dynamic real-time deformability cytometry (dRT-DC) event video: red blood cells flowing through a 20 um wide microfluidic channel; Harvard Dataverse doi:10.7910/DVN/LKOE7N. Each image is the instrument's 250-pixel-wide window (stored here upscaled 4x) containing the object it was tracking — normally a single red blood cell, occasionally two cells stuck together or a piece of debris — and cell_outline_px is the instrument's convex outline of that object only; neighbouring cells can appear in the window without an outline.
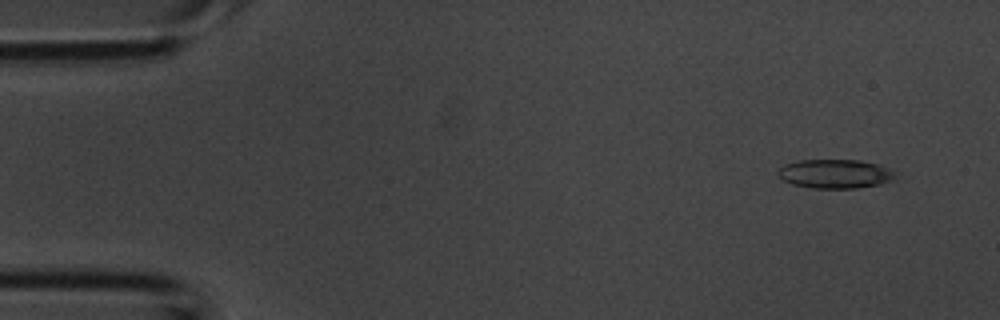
{"species": "common noctule bat (a hibernating species)", "species_latin": "Nyctalus noctula", "temperature_condition": "room temperature", "stored_images_in_passage": 39, "camera_frame_rate_fps": 3000, "um_per_image_px": 0.085, "animal": {"sex": "male", "body_mass_g": 20.1, "forearm_length_mm": 53.5}, "frame": {"image": 1, "passage_image": 1, "time_ms": 0.0, "image_size_px": [1000, 320], "cell_outline_px": [[896, 180], [880, 184], [860, 188], [812, 188], [792, 184], [784, 180], [776, 172], [784, 164], [800, 160], [860, 160], [876, 164], [896, 172]], "centroid_in_image_um": [71.01, 14.78], "position_along_channel_um": 14.0, "area_um2": 19.88}}
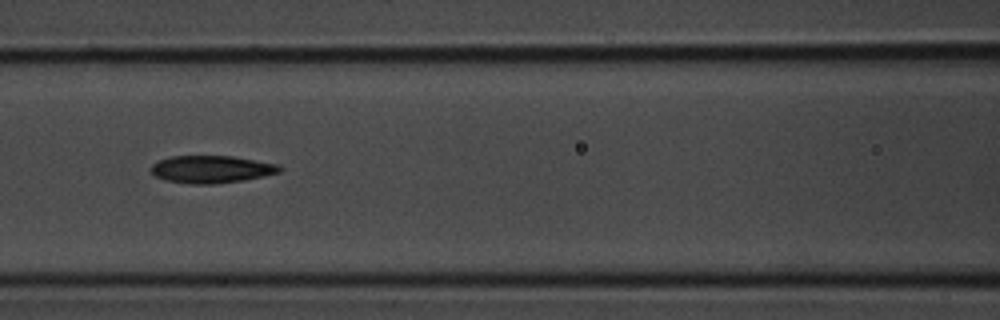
{"frame": {"image": 2, "passage_image": 16, "time_ms": 5.0, "image_size_px": [1000, 320], "cell_outline_px": [[284, 168], [280, 172], [244, 180], [212, 184], [188, 184], [164, 180], [156, 176], [148, 168], [152, 164], [160, 160], [172, 156], [232, 156], [280, 164]], "centroid_in_image_um": [17.97, 14.39], "position_along_channel_um": 148.6, "area_um2": 20.69}}
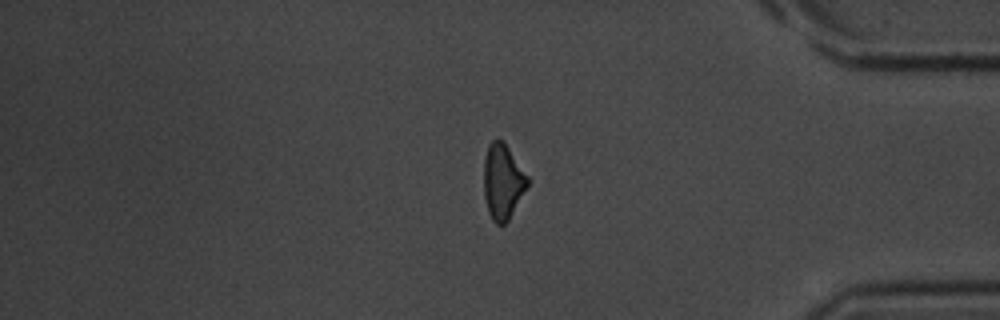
{"frame": {"image": 3, "passage_image": 33, "time_ms": 10.667, "image_size_px": [1000, 320], "cell_outline_px": [[528, 184], [508, 220], [504, 224], [496, 224], [492, 220], [488, 212], [484, 196], [484, 160], [488, 144], [492, 140], [504, 140], [528, 176]], "centroid_in_image_um": [42.71, 15.41], "position_along_channel_um": 392.5, "area_um2": 19.07}}